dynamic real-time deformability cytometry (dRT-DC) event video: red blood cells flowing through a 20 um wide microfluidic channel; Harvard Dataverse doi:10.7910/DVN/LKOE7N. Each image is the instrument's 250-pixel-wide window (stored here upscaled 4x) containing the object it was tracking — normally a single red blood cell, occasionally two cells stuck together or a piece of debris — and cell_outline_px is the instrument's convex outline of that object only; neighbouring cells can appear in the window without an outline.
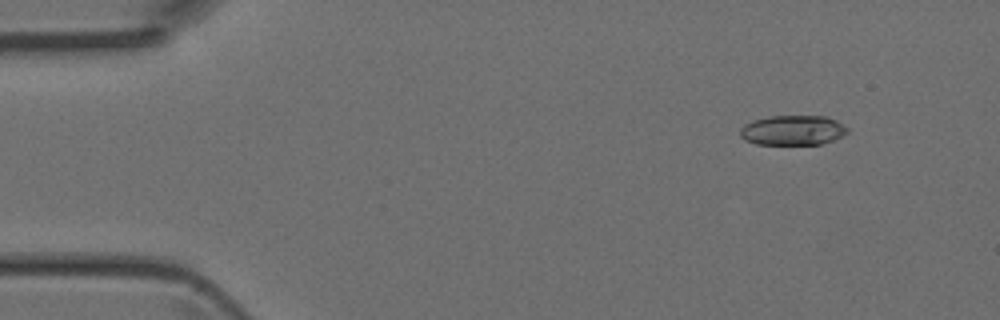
{"species": "Egyptian fruit bat (a non-hibernating species)", "species_latin": "Rousettus aegyptiacus", "temperature_condition": "room temperature", "stored_images_in_passage": 5, "camera_frame_rate_fps": 3000, "um_per_image_px": 0.085, "animal": {"sex": "female"}, "frame": {"image": 1, "passage_image": 1, "time_ms": 0.0, "image_size_px": [1000, 320], "cell_outline_px": [[848, 132], [832, 140], [820, 144], [756, 144], [744, 140], [740, 136], [740, 128], [744, 124], [752, 120], [768, 116], [828, 116], [836, 120], [848, 128]], "centroid_in_image_um": [67.35, 11.06], "position_along_channel_um": 17.7, "area_um2": 18.73}}
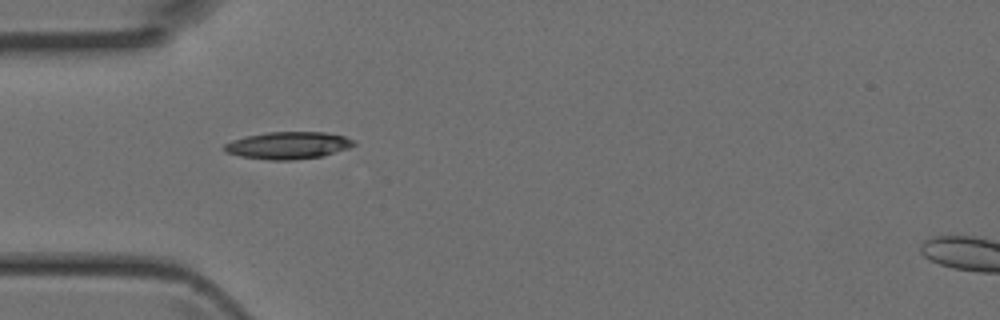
{"frame": {"image": 2, "passage_image": 3, "time_ms": 0.667, "image_size_px": [1000, 320], "cell_outline_px": [[356, 144], [348, 148], [324, 156], [292, 160], [268, 160], [240, 156], [224, 152], [224, 144], [232, 140], [244, 136], [268, 132], [324, 132], [344, 136], [356, 140]], "centroid_in_image_um": [24.49, 12.36], "position_along_channel_um": 60.5, "area_um2": 20.69}}
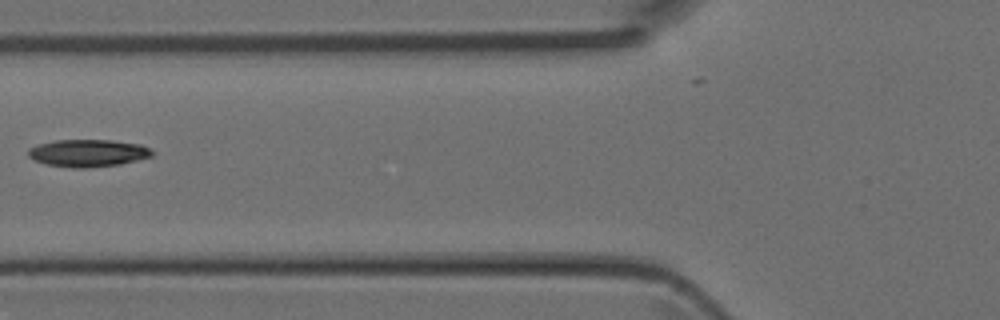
{"frame": {"image": 3, "passage_image": 4, "time_ms": 1.0, "image_size_px": [1000, 320], "cell_outline_px": [[156, 152], [152, 156], [120, 164], [84, 168], [72, 168], [48, 164], [32, 160], [28, 156], [28, 148], [36, 144], [56, 140], [112, 140], [140, 144]], "centroid_in_image_um": [7.45, 13.0], "position_along_channel_um": 118.3, "area_um2": 19.83}}